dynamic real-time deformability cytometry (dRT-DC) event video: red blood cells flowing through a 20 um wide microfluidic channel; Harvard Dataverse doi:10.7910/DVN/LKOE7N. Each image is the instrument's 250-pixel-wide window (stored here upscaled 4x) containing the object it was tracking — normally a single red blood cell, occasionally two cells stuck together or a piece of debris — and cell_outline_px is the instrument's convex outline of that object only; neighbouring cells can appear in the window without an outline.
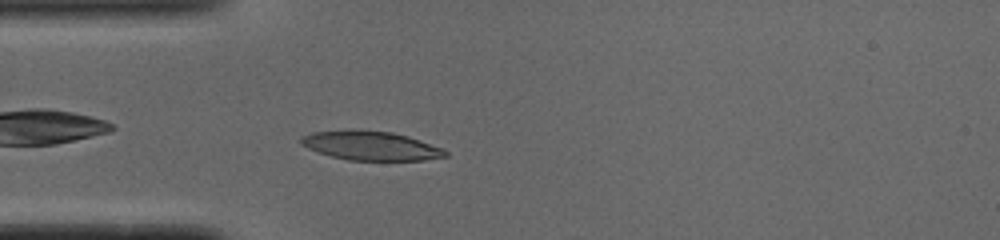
{"species": "common noctule bat (a hibernating species)", "species_latin": "Nyctalus noctula", "temperature_condition": "cold", "stored_images_in_passage": 40, "camera_frame_rate_fps": 3000, "um_per_image_px": 0.085, "animal": {"sex": "male", "body_mass_g": 19.0, "forearm_length_mm": 50.8}, "frame": {"image": 1, "passage_image": 3, "time_ms": 0.667, "image_size_px": [1000, 240], "cell_outline_px": [[448, 156], [424, 160], [348, 160], [332, 156], [308, 148], [300, 144], [300, 136], [312, 132], [392, 132], [408, 136], [440, 148], [448, 152]], "centroid_in_image_um": [31.53, 12.42], "position_along_channel_um": 53.5, "area_um2": 23.41}}
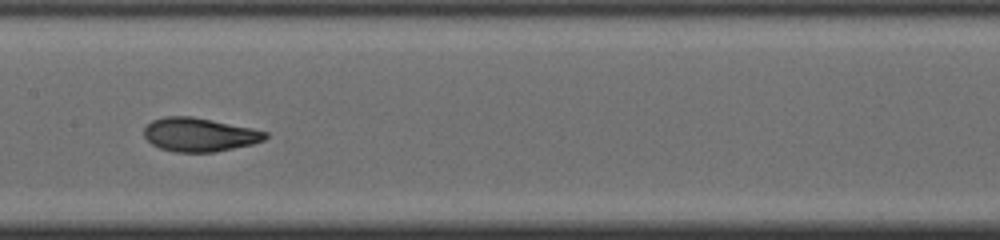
{"frame": {"image": 2, "passage_image": 14, "time_ms": 4.333, "image_size_px": [1000, 240], "cell_outline_px": [[268, 136], [264, 140], [252, 144], [212, 152], [176, 152], [160, 148], [152, 144], [144, 136], [144, 128], [152, 120], [164, 116], [192, 116], [252, 128], [268, 132]], "centroid_in_image_um": [16.94, 11.44], "position_along_channel_um": 190.5, "area_um2": 23.7}}
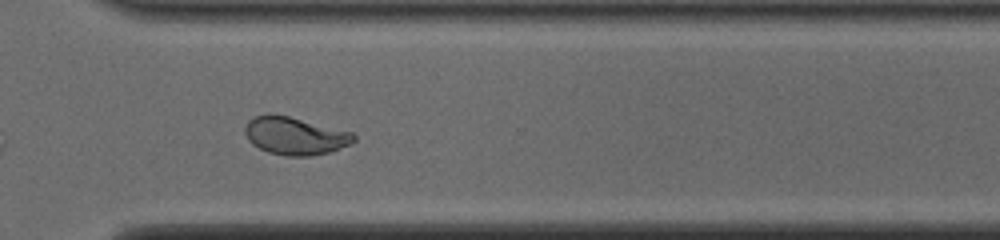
{"frame": {"image": 3, "passage_image": 26, "time_ms": 8.333, "image_size_px": [1000, 240], "cell_outline_px": [[356, 140], [352, 144], [328, 152], [312, 156], [284, 156], [268, 152], [252, 144], [248, 140], [244, 132], [244, 128], [248, 120], [256, 116], [268, 112], [288, 116], [352, 132], [356, 136]], "centroid_in_image_um": [25.05, 11.54], "position_along_channel_um": 345.5, "area_um2": 24.1}, "authors_computed_cell_mechanics": {"area_um2": 24.0159, "velocity_mm_per_s": 3.8677, "shape_relaxation_time_tau1_ms": 5.0303, "shape_relaxation_time_tau2_ms": 1.169, "deformation_change_tau1": 0.2089, "deformation_change_tau2": 0.0522}}